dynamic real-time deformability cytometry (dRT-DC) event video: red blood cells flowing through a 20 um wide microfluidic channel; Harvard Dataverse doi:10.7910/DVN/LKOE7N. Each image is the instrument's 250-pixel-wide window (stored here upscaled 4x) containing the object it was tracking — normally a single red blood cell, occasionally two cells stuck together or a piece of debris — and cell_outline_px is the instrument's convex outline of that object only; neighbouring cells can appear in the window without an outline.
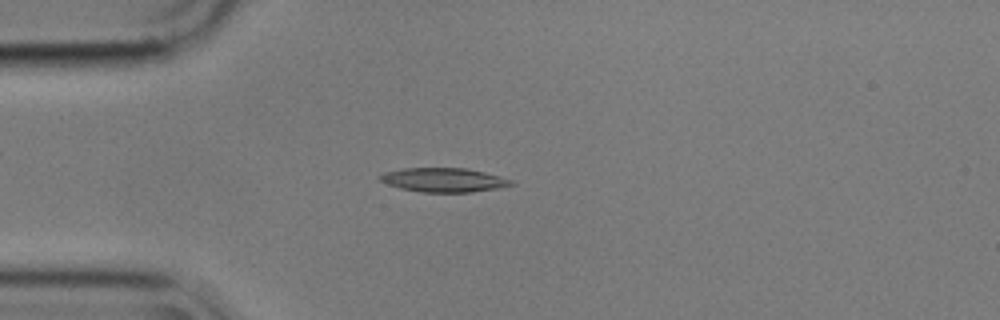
{"species": "common noctule bat (a hibernating species)", "species_latin": "Nyctalus noctula", "temperature_condition": "cold", "stored_images_in_passage": 54, "camera_frame_rate_fps": 3000, "um_per_image_px": 0.085, "animal": {"sex": "male", "body_mass_g": 17.9}, "frame": {"image": 1, "passage_image": 13, "time_ms": 4.0, "image_size_px": [1000, 320], "cell_outline_px": [[516, 184], [500, 188], [472, 192], [420, 192], [400, 188], [388, 184], [380, 180], [376, 176], [384, 172], [400, 168], [468, 168], [500, 176], [512, 180]], "centroid_in_image_um": [37.71, 15.29], "position_along_channel_um": 47.3, "area_um2": 18.61}}
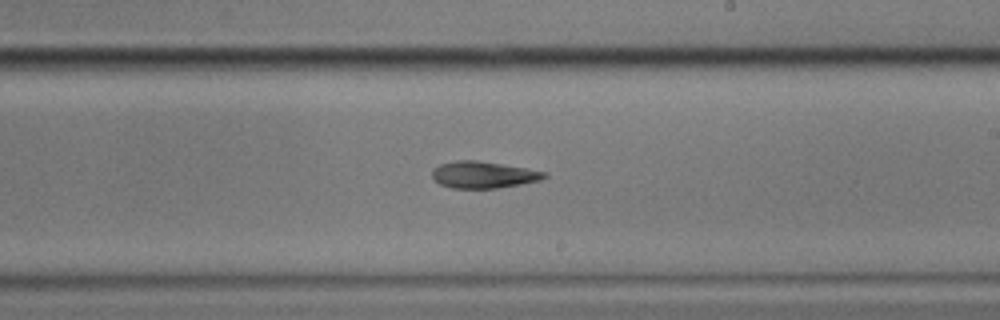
{"frame": {"image": 2, "passage_image": 31, "time_ms": 10.0, "image_size_px": [1000, 320], "cell_outline_px": [[548, 176], [540, 180], [520, 184], [496, 188], [452, 188], [440, 184], [432, 176], [432, 168], [440, 164], [456, 160], [476, 160], [548, 172]], "centroid_in_image_um": [41.07, 14.85], "position_along_channel_um": 247.9, "area_um2": 17.34}}
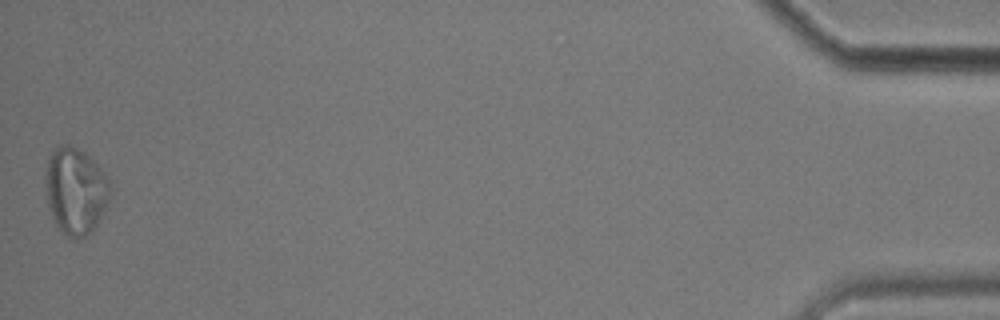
{"frame": {"image": 3, "passage_image": 54, "time_ms": 17.667, "image_size_px": [1000, 320], "cell_outline_px": [[112, 188], [108, 200], [92, 232], [88, 236], [76, 240], [72, 240], [56, 224], [48, 208], [48, 160], [52, 152], [60, 144], [72, 144], [84, 152], [108, 176]], "centroid_in_image_um": [6.46, 16.23], "position_along_channel_um": 428.7, "area_um2": 32.14}, "authors_computed_cell_mechanics": {"area_um2": 18.4671, "velocity_mm_per_s": 3.5655, "shape_relaxation_time_tau1_ms": 8.5697, "shape_relaxation_time_tau2_ms": 9.5954, "deformation_change_tau1": 0.162, "deformation_change_tau2": 0.2118}}